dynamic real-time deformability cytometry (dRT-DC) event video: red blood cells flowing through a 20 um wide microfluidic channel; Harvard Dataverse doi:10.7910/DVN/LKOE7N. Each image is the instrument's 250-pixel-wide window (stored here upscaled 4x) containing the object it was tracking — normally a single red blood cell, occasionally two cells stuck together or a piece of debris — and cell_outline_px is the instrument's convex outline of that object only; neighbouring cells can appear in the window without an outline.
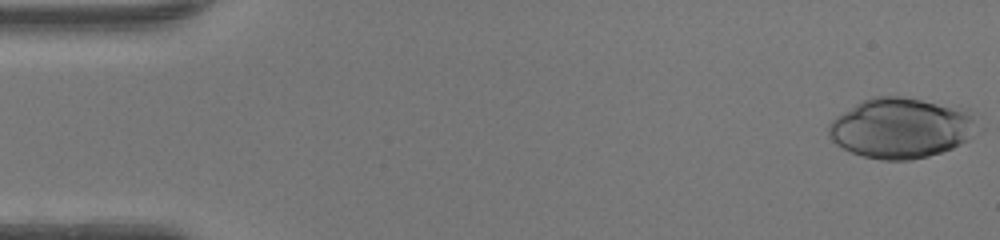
{"species": "human", "species_latin": "Homo sapiens", "temperature_condition": "warm", "stored_images_in_passage": 48, "camera_frame_rate_fps": 3000, "um_per_image_px": 0.085, "donor": {"sex": "female"}, "frame": {"image": 1, "passage_image": 1, "time_ms": 0.0, "image_size_px": [1000, 240], "cell_outline_px": [[984, 132], [952, 148], [928, 156], [908, 160], [880, 160], [864, 156], [852, 152], [836, 144], [828, 136], [828, 124], [836, 116], [860, 100], [872, 96], [900, 96], [968, 108], [984, 128]], "centroid_in_image_um": [76.68, 10.86], "position_along_channel_um": 8.3, "area_um2": 53.41}}
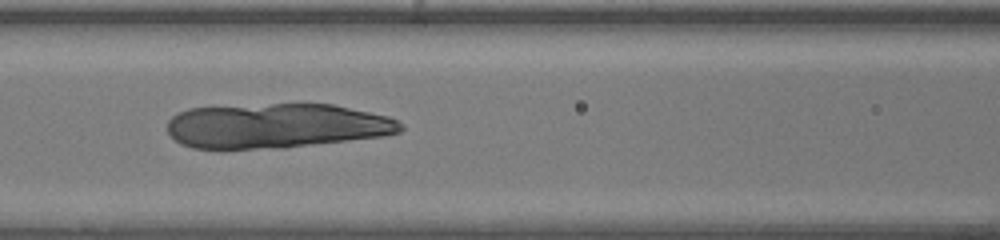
{"frame": {"image": 2, "passage_image": 21, "time_ms": 6.667, "image_size_px": [1000, 240], "cell_outline_px": [[404, 128], [400, 132], [384, 136], [284, 148], [192, 148], [180, 144], [168, 132], [168, 120], [176, 112], [188, 108], [272, 104], [332, 104], [388, 116], [404, 124]], "centroid_in_image_um": [23.49, 10.69], "position_along_channel_um": 143.1, "area_um2": 60.81}}
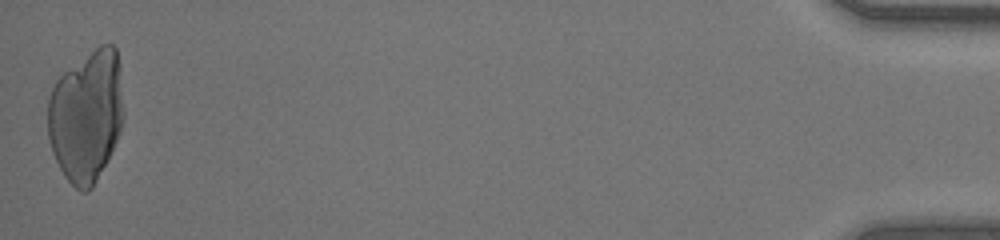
{"frame": {"image": 3, "passage_image": 48, "time_ms": 15.667, "image_size_px": [1000, 240], "cell_outline_px": [[124, 120], [116, 140], [92, 188], [88, 192], [80, 192], [64, 176], [52, 152], [48, 140], [48, 100], [52, 88], [56, 80], [64, 72], [100, 44], [112, 44], [116, 48], [124, 112]], "centroid_in_image_um": [7.32, 9.85], "position_along_channel_um": 427.9, "area_um2": 57.86}}